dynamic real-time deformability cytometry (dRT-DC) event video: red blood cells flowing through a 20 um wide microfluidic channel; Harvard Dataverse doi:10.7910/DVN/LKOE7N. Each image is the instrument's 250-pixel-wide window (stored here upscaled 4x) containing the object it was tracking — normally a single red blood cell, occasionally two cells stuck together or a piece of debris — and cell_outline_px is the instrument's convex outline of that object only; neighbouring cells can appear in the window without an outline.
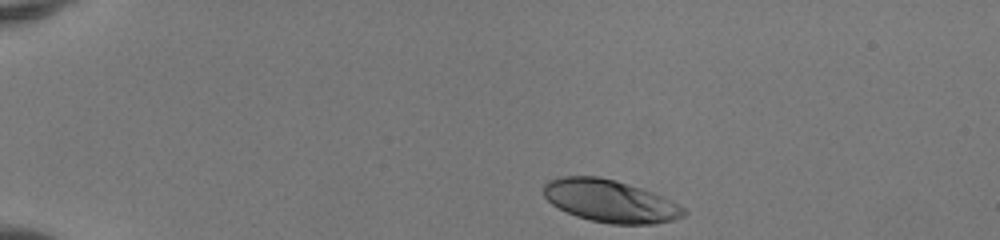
{"species": "human", "species_latin": "Homo sapiens", "temperature_condition": "room temperature", "stored_images_in_passage": 38, "camera_frame_rate_fps": 3000, "um_per_image_px": 0.085, "donor": {"sex": "female"}, "frame": {"image": 1, "passage_image": 1, "time_ms": 0.0, "image_size_px": [1000, 240], "cell_outline_px": [[688, 212], [684, 216], [672, 220], [652, 224], [612, 224], [592, 220], [576, 216], [552, 204], [544, 196], [544, 184], [548, 180], [560, 176], [596, 176], [616, 180], [652, 192], [684, 208]], "centroid_in_image_um": [51.83, 17.08], "position_along_channel_um": 33.2, "area_um2": 34.28}}
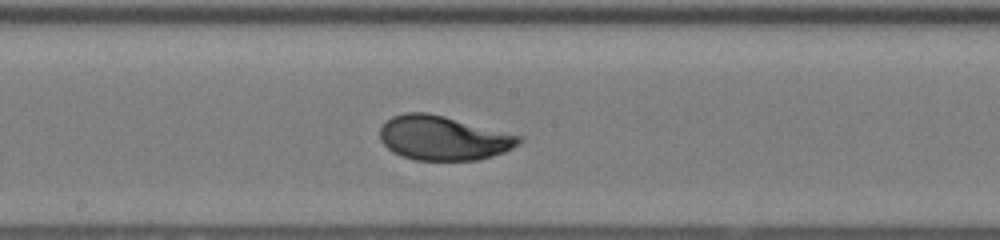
{"frame": {"image": 2, "passage_image": 20, "time_ms": 6.333, "image_size_px": [1000, 240], "cell_outline_px": [[524, 140], [520, 144], [504, 152], [480, 160], [416, 160], [392, 152], [380, 140], [380, 128], [392, 116], [404, 112], [428, 112], [524, 136]], "centroid_in_image_um": [37.71, 11.73], "position_along_channel_um": 210.5, "area_um2": 36.07}}
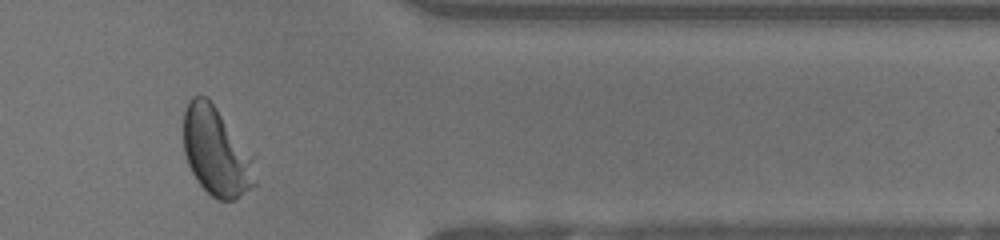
{"frame": {"image": 3, "passage_image": 34, "time_ms": 11.0, "image_size_px": [1000, 240], "cell_outline_px": [[256, 184], [236, 200], [220, 200], [212, 196], [196, 180], [188, 164], [184, 152], [184, 112], [192, 96], [208, 96], [252, 156], [256, 180]], "centroid_in_image_um": [18.37, 12.9], "position_along_channel_um": 393.0, "area_um2": 36.53}, "authors_computed_cell_mechanics": {"area_um2": 35.258, "velocity_mm_per_s": 4.1251, "shape_relaxation_time_tau1_ms": 2.7599, "shape_relaxation_time_tau2_ms": null, "deformation_change_tau1": 0.1699, "deformation_change_tau2": null}}